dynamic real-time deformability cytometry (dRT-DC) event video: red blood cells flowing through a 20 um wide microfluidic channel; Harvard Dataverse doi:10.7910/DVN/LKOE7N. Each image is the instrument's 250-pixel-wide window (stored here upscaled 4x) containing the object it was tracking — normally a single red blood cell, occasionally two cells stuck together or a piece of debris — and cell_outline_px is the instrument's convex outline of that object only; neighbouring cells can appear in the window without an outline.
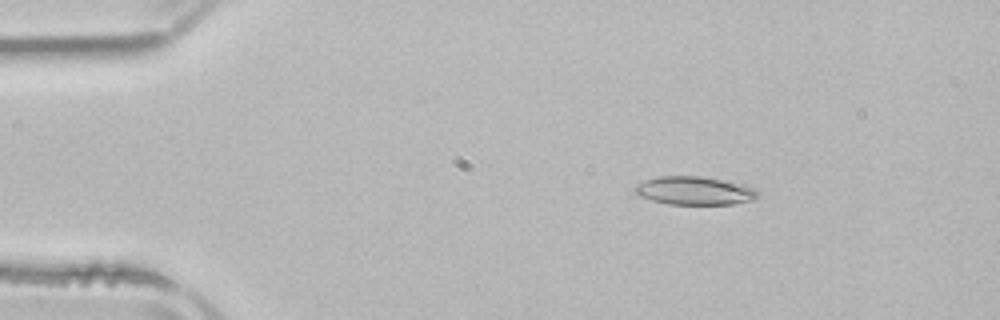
{"species": "common noctule bat (a hibernating species)", "species_latin": "Nyctalus noctula", "temperature_condition": "room temperature", "stored_images_in_passage": 4, "camera_frame_rate_fps": 3000, "um_per_image_px": 0.085, "animal": {"sex": "male", "body_mass_g": 21.5, "forearm_length_mm": 52.0}, "frame": {"image": 1, "passage_image": 2, "time_ms": 1.667, "image_size_px": [1000, 320], "cell_outline_px": [[760, 196], [752, 200], [732, 204], [668, 204], [652, 200], [640, 196], [636, 192], [636, 184], [644, 180], [656, 176], [700, 176], [720, 180], [752, 188], [760, 192]], "centroid_in_image_um": [59.0, 16.21], "position_along_channel_um": 26.0, "area_um2": 19.94}}
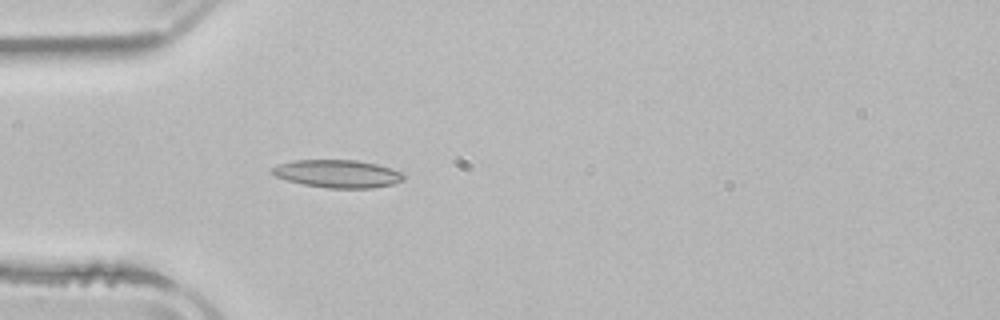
{"frame": {"image": 2, "passage_image": 4, "time_ms": 4.0, "image_size_px": [1000, 320], "cell_outline_px": [[408, 176], [404, 180], [392, 184], [372, 188], [328, 188], [304, 184], [288, 180], [276, 176], [268, 172], [272, 168], [280, 164], [292, 160], [356, 160], [376, 164], [404, 172]], "centroid_in_image_um": [28.74, 14.76], "position_along_channel_um": 56.3, "area_um2": 21.39}}